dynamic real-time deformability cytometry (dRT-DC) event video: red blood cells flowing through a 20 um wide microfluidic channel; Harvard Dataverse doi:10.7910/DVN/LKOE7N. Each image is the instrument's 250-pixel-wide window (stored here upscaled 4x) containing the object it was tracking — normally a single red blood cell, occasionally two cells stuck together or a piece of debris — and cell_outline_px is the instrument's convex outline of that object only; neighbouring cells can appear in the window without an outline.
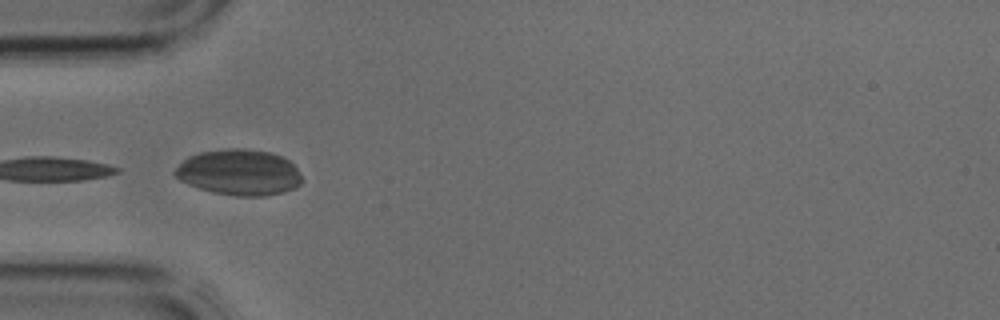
{"species": "common noctule bat (a hibernating species)", "species_latin": "Nyctalus noctula", "temperature_condition": "cold", "stored_images_in_passage": 2, "camera_frame_rate_fps": 3000, "um_per_image_px": 0.085, "animal": {"sex": "male", "body_mass_g": 17.9, "forearm_length_mm": 54.2}, "frame": {"image": 1, "passage_image": 2, "time_ms": 0.333, "image_size_px": [1000, 320], "cell_outline_px": [[304, 180], [296, 188], [284, 192], [264, 196], [236, 196], [212, 192], [188, 184], [180, 180], [172, 172], [188, 156], [200, 152], [224, 148], [244, 148], [272, 152], [288, 160], [296, 168]], "centroid_in_image_um": [20.34, 14.65], "position_along_channel_um": 64.7, "area_um2": 34.1}}